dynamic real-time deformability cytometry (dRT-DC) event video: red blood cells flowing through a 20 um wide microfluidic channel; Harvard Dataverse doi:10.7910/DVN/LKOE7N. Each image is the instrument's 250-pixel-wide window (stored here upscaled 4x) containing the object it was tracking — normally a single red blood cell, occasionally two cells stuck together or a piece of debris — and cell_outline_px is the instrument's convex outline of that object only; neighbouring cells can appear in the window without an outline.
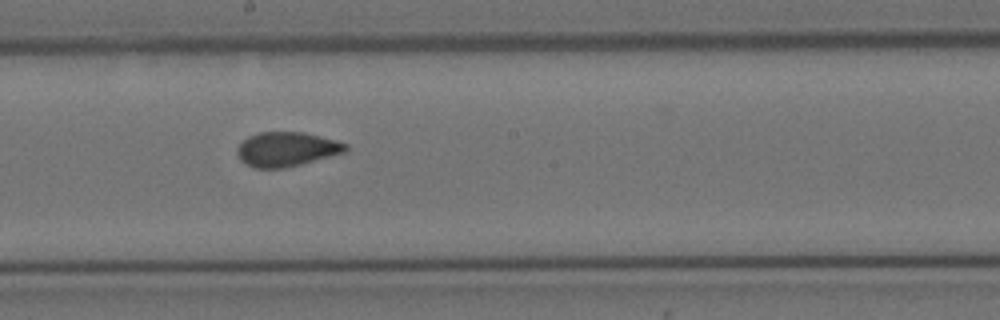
{"species": "Egyptian fruit bat (a non-hibernating species)", "species_latin": "Rousettus aegyptiacus", "temperature_condition": "cold", "stored_images_in_passage": 15, "camera_frame_rate_fps": 3000, "um_per_image_px": 0.085, "animal": {"sex": "female"}, "frame": {"image": 1, "passage_image": 8, "time_ms": 9.0, "image_size_px": [1000, 320], "cell_outline_px": [[348, 148], [344, 152], [300, 164], [284, 168], [256, 168], [244, 164], [240, 160], [236, 152], [236, 148], [248, 136], [260, 132], [304, 132], [336, 140], [348, 144]], "centroid_in_image_um": [24.33, 12.68], "position_along_channel_um": 223.9, "area_um2": 21.68}}
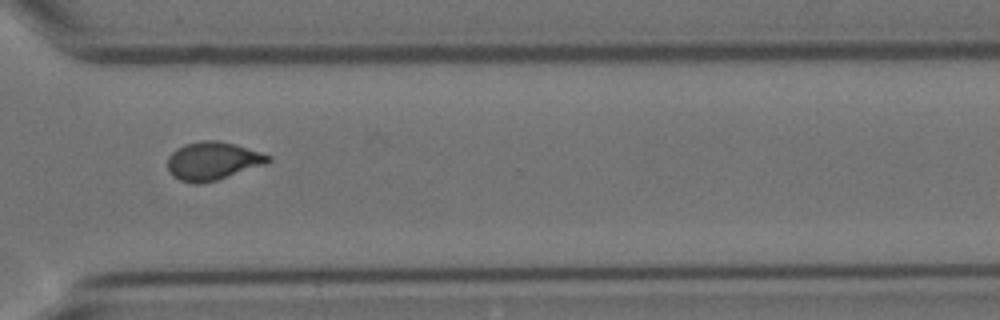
{"frame": {"image": 2, "passage_image": 11, "time_ms": 12.667, "image_size_px": [1000, 320], "cell_outline_px": [[272, 160], [268, 164], [216, 180], [200, 184], [196, 184], [180, 180], [172, 176], [168, 172], [168, 156], [176, 148], [184, 144], [200, 140], [216, 140], [236, 144], [272, 156]], "centroid_in_image_um": [18.09, 13.68], "position_along_channel_um": 352.5, "area_um2": 22.66}}
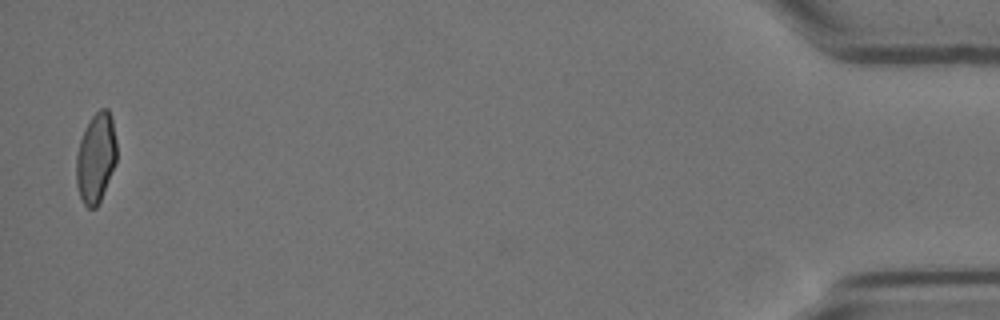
{"frame": {"image": 3, "passage_image": 15, "time_ms": 17.333, "image_size_px": [1000, 320], "cell_outline_px": [[116, 164], [100, 200], [96, 208], [88, 208], [84, 204], [80, 196], [76, 184], [76, 156], [80, 140], [84, 128], [92, 116], [100, 108], [108, 108], [112, 120], [116, 140]], "centroid_in_image_um": [8.14, 13.41], "position_along_channel_um": 427.1, "area_um2": 21.21}, "authors_computed_cell_mechanics": {"area_um2": 21.2126, "velocity_mm_per_s": 3.5227, "shape_relaxation_time_tau1_ms": null, "shape_relaxation_time_tau2_ms": 2.392, "deformation_change_tau1": null, "deformation_change_tau2": 0.0441}}